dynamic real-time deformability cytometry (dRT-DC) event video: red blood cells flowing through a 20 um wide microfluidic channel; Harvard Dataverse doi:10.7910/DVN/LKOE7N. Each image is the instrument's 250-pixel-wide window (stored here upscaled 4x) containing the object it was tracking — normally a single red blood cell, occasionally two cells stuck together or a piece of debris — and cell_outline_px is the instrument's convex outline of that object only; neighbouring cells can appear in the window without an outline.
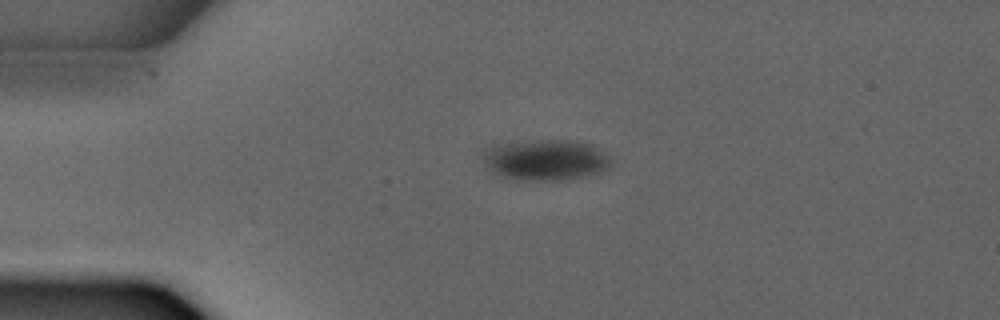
{"species": "common noctule bat (a hibernating species)", "species_latin": "Nyctalus noctula", "temperature_condition": "warm", "stored_images_in_passage": 3, "camera_frame_rate_fps": 3000, "um_per_image_px": 0.085, "animal": {"sex": "male", "forearm_length_mm": 52.5}, "frame": {"image": 1, "passage_image": 2, "time_ms": 1.333, "image_size_px": [1000, 320], "cell_outline_px": [[612, 164], [608, 168], [600, 172], [588, 176], [568, 180], [512, 180], [500, 176], [484, 168], [480, 160], [484, 148], [504, 144], [540, 140], [568, 140], [592, 144], [608, 156]], "centroid_in_image_um": [46.32, 13.62], "position_along_channel_um": 38.7, "area_um2": 30.92}}